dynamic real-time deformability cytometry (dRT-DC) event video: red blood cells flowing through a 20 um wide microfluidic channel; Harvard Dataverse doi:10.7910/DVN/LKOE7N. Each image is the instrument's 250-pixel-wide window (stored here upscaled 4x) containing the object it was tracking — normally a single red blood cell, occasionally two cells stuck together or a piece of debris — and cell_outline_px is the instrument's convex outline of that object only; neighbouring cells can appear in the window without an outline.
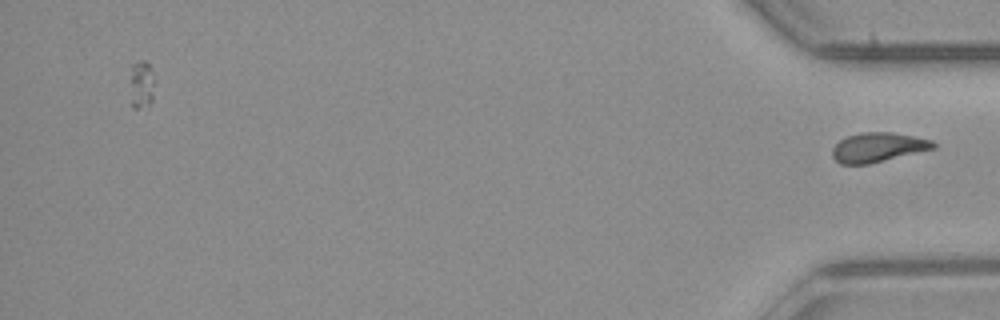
{"species": "common noctule bat (a hibernating species)", "species_latin": "Nyctalus noctula", "temperature_condition": "room temperature", "stored_images_in_passage": 35, "camera_frame_rate_fps": 3000, "um_per_image_px": 0.085, "animal": {"sex": "male", "body_mass_g": 23.1, "forearm_length_mm": 52.7}, "frame": {"image": 1, "passage_image": 35, "time_ms": 11.333, "image_size_px": [1000, 320], "cell_outline_px": [[936, 148], [868, 164], [840, 164], [832, 156], [832, 148], [840, 140], [848, 136], [864, 132], [892, 132], [932, 140], [936, 144]], "centroid_in_image_um": [74.63, 12.52], "position_along_channel_um": 360.6, "area_um2": 17.17}}